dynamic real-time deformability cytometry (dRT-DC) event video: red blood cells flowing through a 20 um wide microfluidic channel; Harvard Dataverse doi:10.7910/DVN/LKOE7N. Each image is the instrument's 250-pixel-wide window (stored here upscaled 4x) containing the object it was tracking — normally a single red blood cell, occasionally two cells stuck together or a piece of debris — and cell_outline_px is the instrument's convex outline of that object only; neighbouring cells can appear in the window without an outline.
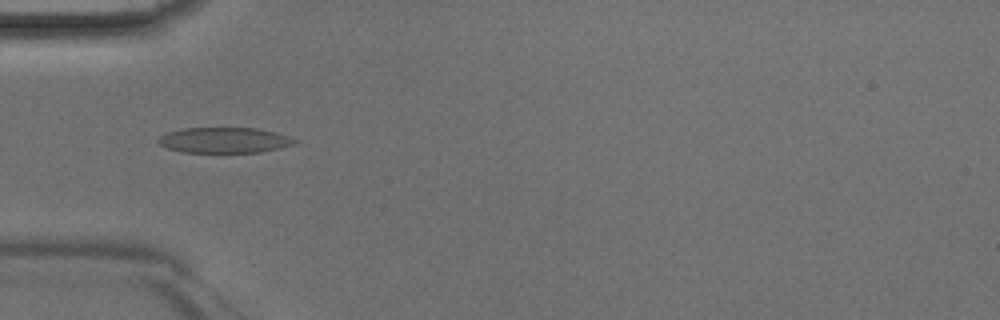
{"species": "Egyptian fruit bat (a non-hibernating species)", "species_latin": "Rousettus aegyptiacus", "temperature_condition": "room temperature", "stored_images_in_passage": 45, "camera_frame_rate_fps": 3000, "um_per_image_px": 0.085, "animal": {"sex": "male"}, "frame": {"image": 1, "passage_image": 14, "time_ms": 4.333, "image_size_px": [1000, 320], "cell_outline_px": [[300, 140], [296, 144], [280, 148], [260, 152], [180, 152], [168, 148], [160, 144], [156, 140], [160, 136], [168, 132], [180, 128], [256, 128], [276, 132]], "centroid_in_image_um": [19.09, 11.91], "position_along_channel_um": 65.9, "area_um2": 20.4}}
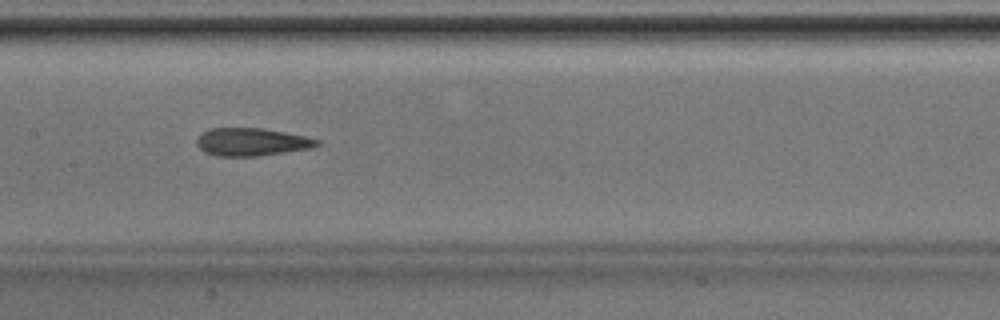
{"frame": {"image": 2, "passage_image": 22, "time_ms": 7.0, "image_size_px": [1000, 320], "cell_outline_px": [[320, 144], [312, 148], [256, 156], [216, 156], [204, 152], [196, 144], [196, 140], [200, 132], [208, 128], [264, 128], [304, 136], [320, 140]], "centroid_in_image_um": [21.34, 12.06], "position_along_channel_um": 186.1, "area_um2": 19.59}}
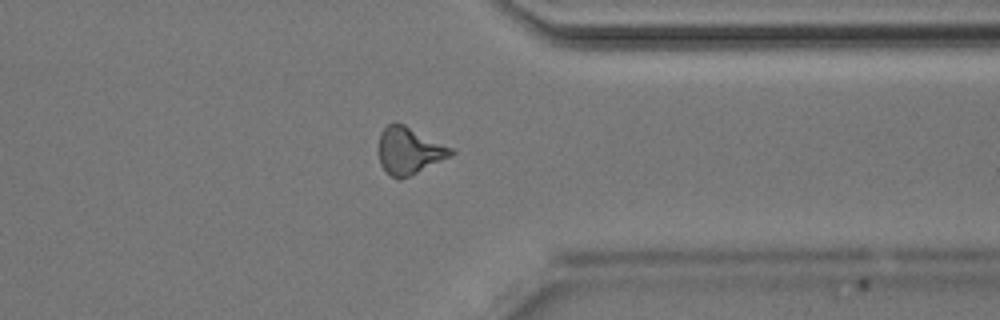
{"frame": {"image": 3, "passage_image": 35, "time_ms": 11.333, "image_size_px": [1000, 320], "cell_outline_px": [[456, 152], [452, 156], [400, 180], [392, 176], [380, 164], [376, 152], [380, 132], [392, 120], [396, 120], [452, 148]], "centroid_in_image_um": [34.73, 12.78], "position_along_channel_um": 376.7, "area_um2": 20.11}}